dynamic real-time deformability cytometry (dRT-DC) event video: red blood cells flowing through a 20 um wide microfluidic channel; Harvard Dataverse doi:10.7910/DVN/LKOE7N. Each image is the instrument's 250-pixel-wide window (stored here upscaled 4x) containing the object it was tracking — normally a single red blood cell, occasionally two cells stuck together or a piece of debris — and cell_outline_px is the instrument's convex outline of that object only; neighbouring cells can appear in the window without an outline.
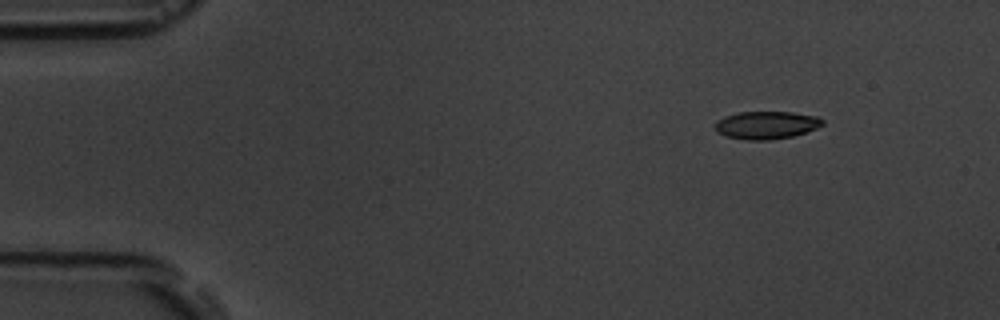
{"species": "common noctule bat (a hibernating species)", "species_latin": "Nyctalus noctula", "temperature_condition": "room temperature", "stored_images_in_passage": 4, "camera_frame_rate_fps": 3000, "um_per_image_px": 0.085, "animal": {"sex": "male", "body_mass_g": 19.5, "forearm_length_mm": 54.6}, "frame": {"image": 1, "passage_image": 1, "time_ms": 0.0, "image_size_px": [1000, 320], "cell_outline_px": [[824, 124], [816, 128], [792, 136], [768, 140], [748, 140], [728, 136], [716, 132], [712, 124], [716, 120], [724, 116], [736, 112], [792, 112], [820, 116], [824, 120]], "centroid_in_image_um": [65.11, 10.61], "position_along_channel_um": 19.9, "area_um2": 17.57}}
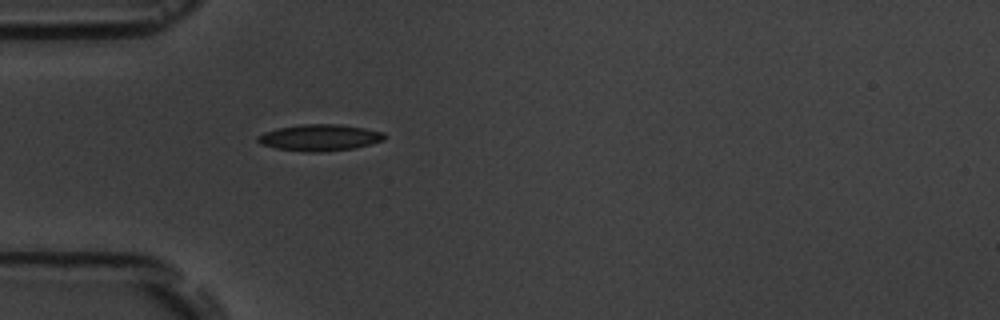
{"frame": {"image": 2, "passage_image": 4, "time_ms": 3.333, "image_size_px": [1000, 320], "cell_outline_px": [[384, 140], [372, 144], [356, 148], [324, 152], [304, 152], [276, 148], [260, 144], [256, 140], [256, 136], [264, 132], [280, 128], [300, 124], [340, 124], [364, 128], [384, 132]], "centroid_in_image_um": [27.17, 11.7], "position_along_channel_um": 57.8, "area_um2": 19.71}}